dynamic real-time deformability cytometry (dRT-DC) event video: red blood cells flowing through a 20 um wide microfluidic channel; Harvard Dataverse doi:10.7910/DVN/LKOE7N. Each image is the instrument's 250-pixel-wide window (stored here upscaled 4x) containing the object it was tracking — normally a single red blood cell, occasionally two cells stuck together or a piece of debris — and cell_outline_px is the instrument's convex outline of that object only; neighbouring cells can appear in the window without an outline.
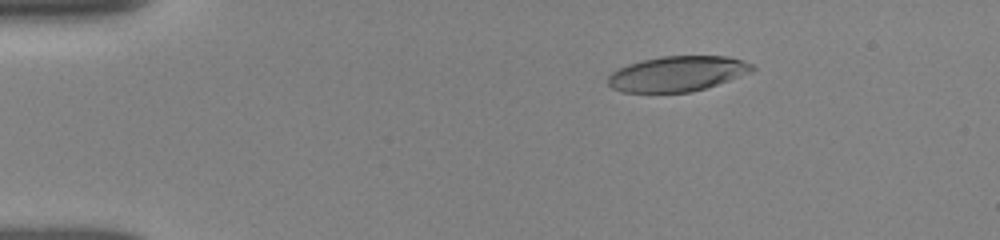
{"species": "human", "species_latin": "Homo sapiens", "temperature_condition": "room temperature", "stored_images_in_passage": 49, "camera_frame_rate_fps": 3000, "um_per_image_px": 0.085, "donor": {"sex": "female"}, "frame": {"image": 1, "passage_image": 16, "time_ms": 2.667, "image_size_px": [1000, 240], "cell_outline_px": [[756, 68], [752, 72], [692, 92], [624, 92], [612, 88], [608, 84], [608, 76], [612, 72], [628, 64], [660, 56], [728, 56], [752, 64]], "centroid_in_image_um": [57.57, 6.26], "position_along_channel_um": 27.4, "area_um2": 29.36}}
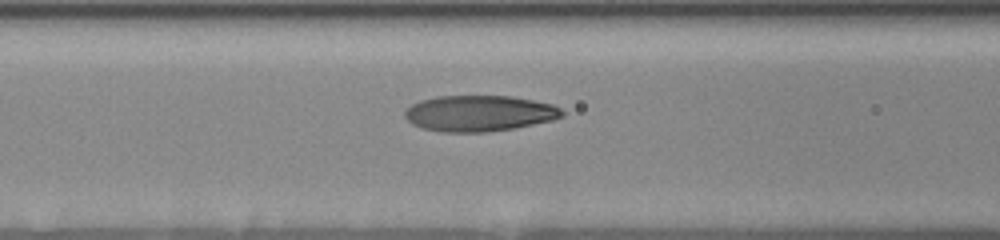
{"frame": {"image": 2, "passage_image": 38, "time_ms": 7.0, "image_size_px": [1000, 240], "cell_outline_px": [[564, 116], [552, 120], [516, 128], [488, 132], [440, 132], [420, 128], [412, 124], [404, 116], [404, 112], [412, 104], [420, 100], [436, 96], [512, 96], [552, 104], [560, 108], [564, 112]], "centroid_in_image_um": [40.72, 9.64], "position_along_channel_um": 125.9, "area_um2": 33.18}}
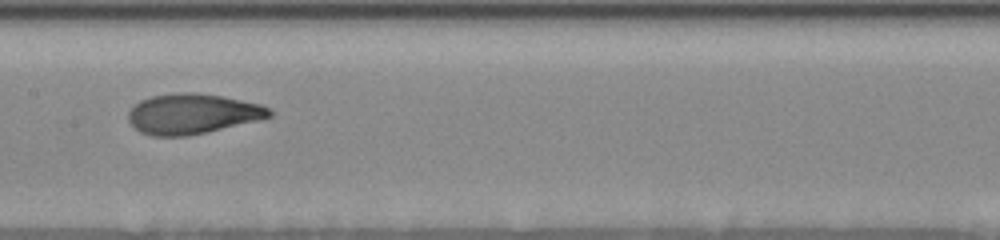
{"frame": {"image": 3, "passage_image": 48, "time_ms": 8.667, "image_size_px": [1000, 240], "cell_outline_px": [[272, 116], [260, 120], [188, 136], [152, 136], [140, 132], [128, 120], [128, 112], [140, 100], [152, 96], [176, 92], [196, 92], [220, 96], [260, 104], [268, 108], [272, 112]], "centroid_in_image_um": [16.34, 9.67], "position_along_channel_um": 191.1, "area_um2": 32.95}}